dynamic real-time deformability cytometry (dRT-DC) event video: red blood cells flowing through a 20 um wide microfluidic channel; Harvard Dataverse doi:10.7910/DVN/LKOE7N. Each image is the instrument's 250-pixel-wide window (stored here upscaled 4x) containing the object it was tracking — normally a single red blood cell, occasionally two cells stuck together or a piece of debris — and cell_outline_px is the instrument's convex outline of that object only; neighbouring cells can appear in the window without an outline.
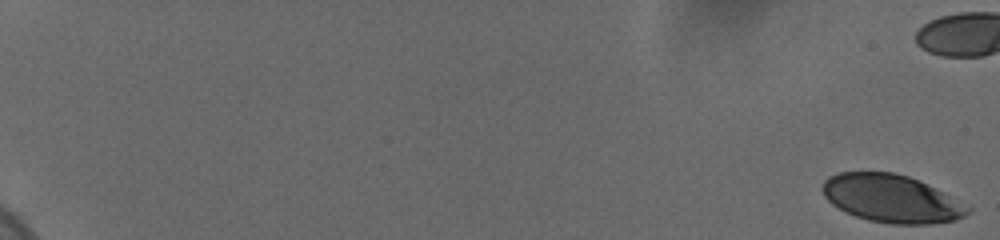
{"species": "human", "species_latin": "Homo sapiens", "temperature_condition": "cold", "stored_images_in_passage": 18, "camera_frame_rate_fps": 3000, "um_per_image_px": 0.085, "donor": {"sex": "female"}, "frame": {"image": 1, "passage_image": 1, "time_ms": 0.0, "image_size_px": [1000, 240], "cell_outline_px": [[972, 212], [964, 216], [952, 220], [928, 224], [892, 224], [868, 220], [844, 212], [832, 204], [824, 196], [820, 188], [824, 180], [828, 176], [840, 172], [892, 172], [908, 176], [972, 208]], "centroid_in_image_um": [75.69, 16.88], "position_along_channel_um": 9.3, "area_um2": 40.06}}